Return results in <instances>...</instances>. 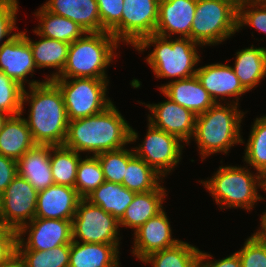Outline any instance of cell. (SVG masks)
<instances>
[{"mask_svg":"<svg viewBox=\"0 0 266 267\" xmlns=\"http://www.w3.org/2000/svg\"><path fill=\"white\" fill-rule=\"evenodd\" d=\"M0 267H27L25 260L15 251L6 261L0 264Z\"/></svg>","mask_w":266,"mask_h":267,"instance_id":"obj_45","label":"cell"},{"mask_svg":"<svg viewBox=\"0 0 266 267\" xmlns=\"http://www.w3.org/2000/svg\"><path fill=\"white\" fill-rule=\"evenodd\" d=\"M255 174L246 167L220 166L212 178L200 183L209 190L220 209L251 210L258 200H264L257 190L258 187L263 189L264 176L259 172Z\"/></svg>","mask_w":266,"mask_h":267,"instance_id":"obj_6","label":"cell"},{"mask_svg":"<svg viewBox=\"0 0 266 267\" xmlns=\"http://www.w3.org/2000/svg\"><path fill=\"white\" fill-rule=\"evenodd\" d=\"M107 80L94 78L52 80L63 95L69 121L96 115L113 103L106 95L109 83Z\"/></svg>","mask_w":266,"mask_h":267,"instance_id":"obj_8","label":"cell"},{"mask_svg":"<svg viewBox=\"0 0 266 267\" xmlns=\"http://www.w3.org/2000/svg\"><path fill=\"white\" fill-rule=\"evenodd\" d=\"M24 87L0 71V111L10 116L22 111V94Z\"/></svg>","mask_w":266,"mask_h":267,"instance_id":"obj_38","label":"cell"},{"mask_svg":"<svg viewBox=\"0 0 266 267\" xmlns=\"http://www.w3.org/2000/svg\"><path fill=\"white\" fill-rule=\"evenodd\" d=\"M264 192L266 191V175H264V187H263Z\"/></svg>","mask_w":266,"mask_h":267,"instance_id":"obj_50","label":"cell"},{"mask_svg":"<svg viewBox=\"0 0 266 267\" xmlns=\"http://www.w3.org/2000/svg\"><path fill=\"white\" fill-rule=\"evenodd\" d=\"M16 251L25 260L27 267H69L70 244H63L47 251Z\"/></svg>","mask_w":266,"mask_h":267,"instance_id":"obj_35","label":"cell"},{"mask_svg":"<svg viewBox=\"0 0 266 267\" xmlns=\"http://www.w3.org/2000/svg\"><path fill=\"white\" fill-rule=\"evenodd\" d=\"M166 98L189 109L196 116L210 109L215 101L195 76L187 79H174L159 87Z\"/></svg>","mask_w":266,"mask_h":267,"instance_id":"obj_20","label":"cell"},{"mask_svg":"<svg viewBox=\"0 0 266 267\" xmlns=\"http://www.w3.org/2000/svg\"><path fill=\"white\" fill-rule=\"evenodd\" d=\"M238 31L249 25L266 34V5L262 0L245 2L238 5Z\"/></svg>","mask_w":266,"mask_h":267,"instance_id":"obj_39","label":"cell"},{"mask_svg":"<svg viewBox=\"0 0 266 267\" xmlns=\"http://www.w3.org/2000/svg\"><path fill=\"white\" fill-rule=\"evenodd\" d=\"M35 15L40 23L34 30L37 35L71 44L86 34V31L71 19L50 13L42 6Z\"/></svg>","mask_w":266,"mask_h":267,"instance_id":"obj_29","label":"cell"},{"mask_svg":"<svg viewBox=\"0 0 266 267\" xmlns=\"http://www.w3.org/2000/svg\"><path fill=\"white\" fill-rule=\"evenodd\" d=\"M18 175L39 191L54 184L50 166V145L36 144L17 161Z\"/></svg>","mask_w":266,"mask_h":267,"instance_id":"obj_21","label":"cell"},{"mask_svg":"<svg viewBox=\"0 0 266 267\" xmlns=\"http://www.w3.org/2000/svg\"><path fill=\"white\" fill-rule=\"evenodd\" d=\"M233 69L242 86L250 91L266 77V48L253 45L236 52Z\"/></svg>","mask_w":266,"mask_h":267,"instance_id":"obj_26","label":"cell"},{"mask_svg":"<svg viewBox=\"0 0 266 267\" xmlns=\"http://www.w3.org/2000/svg\"><path fill=\"white\" fill-rule=\"evenodd\" d=\"M197 0H160L155 34L191 39L192 21L195 18Z\"/></svg>","mask_w":266,"mask_h":267,"instance_id":"obj_16","label":"cell"},{"mask_svg":"<svg viewBox=\"0 0 266 267\" xmlns=\"http://www.w3.org/2000/svg\"><path fill=\"white\" fill-rule=\"evenodd\" d=\"M17 240L18 237H0V264L16 251Z\"/></svg>","mask_w":266,"mask_h":267,"instance_id":"obj_44","label":"cell"},{"mask_svg":"<svg viewBox=\"0 0 266 267\" xmlns=\"http://www.w3.org/2000/svg\"><path fill=\"white\" fill-rule=\"evenodd\" d=\"M24 32V37L29 42L33 51V58L37 68H55L57 72L46 77L47 80H53L57 78L67 61V55L70 44L64 41L50 39L41 36L39 41H32Z\"/></svg>","mask_w":266,"mask_h":267,"instance_id":"obj_27","label":"cell"},{"mask_svg":"<svg viewBox=\"0 0 266 267\" xmlns=\"http://www.w3.org/2000/svg\"><path fill=\"white\" fill-rule=\"evenodd\" d=\"M196 77L215 103L226 100L225 97L228 96V99L234 97L235 104L238 105L239 97L248 92L240 83L233 67L226 64L215 63L199 67Z\"/></svg>","mask_w":266,"mask_h":267,"instance_id":"obj_18","label":"cell"},{"mask_svg":"<svg viewBox=\"0 0 266 267\" xmlns=\"http://www.w3.org/2000/svg\"><path fill=\"white\" fill-rule=\"evenodd\" d=\"M101 20V32H110L121 42V18L123 0H96Z\"/></svg>","mask_w":266,"mask_h":267,"instance_id":"obj_37","label":"cell"},{"mask_svg":"<svg viewBox=\"0 0 266 267\" xmlns=\"http://www.w3.org/2000/svg\"><path fill=\"white\" fill-rule=\"evenodd\" d=\"M232 1L238 6L239 4L250 2V1H255V0H232Z\"/></svg>","mask_w":266,"mask_h":267,"instance_id":"obj_49","label":"cell"},{"mask_svg":"<svg viewBox=\"0 0 266 267\" xmlns=\"http://www.w3.org/2000/svg\"><path fill=\"white\" fill-rule=\"evenodd\" d=\"M81 199L75 188L53 184L38 192L35 217L73 220Z\"/></svg>","mask_w":266,"mask_h":267,"instance_id":"obj_19","label":"cell"},{"mask_svg":"<svg viewBox=\"0 0 266 267\" xmlns=\"http://www.w3.org/2000/svg\"><path fill=\"white\" fill-rule=\"evenodd\" d=\"M10 115H8L5 112L0 111V131L3 128L4 123L9 118Z\"/></svg>","mask_w":266,"mask_h":267,"instance_id":"obj_48","label":"cell"},{"mask_svg":"<svg viewBox=\"0 0 266 267\" xmlns=\"http://www.w3.org/2000/svg\"><path fill=\"white\" fill-rule=\"evenodd\" d=\"M266 211V210H265ZM260 229L253 234V236L261 243L266 244V212L261 216Z\"/></svg>","mask_w":266,"mask_h":267,"instance_id":"obj_46","label":"cell"},{"mask_svg":"<svg viewBox=\"0 0 266 267\" xmlns=\"http://www.w3.org/2000/svg\"><path fill=\"white\" fill-rule=\"evenodd\" d=\"M35 145L22 114L9 116L0 131V154L18 161Z\"/></svg>","mask_w":266,"mask_h":267,"instance_id":"obj_25","label":"cell"},{"mask_svg":"<svg viewBox=\"0 0 266 267\" xmlns=\"http://www.w3.org/2000/svg\"><path fill=\"white\" fill-rule=\"evenodd\" d=\"M137 139L138 133L112 103L96 115L70 120L63 146L95 156L123 148Z\"/></svg>","mask_w":266,"mask_h":267,"instance_id":"obj_1","label":"cell"},{"mask_svg":"<svg viewBox=\"0 0 266 267\" xmlns=\"http://www.w3.org/2000/svg\"><path fill=\"white\" fill-rule=\"evenodd\" d=\"M46 11L71 19L86 33L101 32V20L96 0H48Z\"/></svg>","mask_w":266,"mask_h":267,"instance_id":"obj_22","label":"cell"},{"mask_svg":"<svg viewBox=\"0 0 266 267\" xmlns=\"http://www.w3.org/2000/svg\"><path fill=\"white\" fill-rule=\"evenodd\" d=\"M18 7V0H0V46L17 35L12 31L17 29L15 24ZM5 37L7 39L1 42Z\"/></svg>","mask_w":266,"mask_h":267,"instance_id":"obj_41","label":"cell"},{"mask_svg":"<svg viewBox=\"0 0 266 267\" xmlns=\"http://www.w3.org/2000/svg\"><path fill=\"white\" fill-rule=\"evenodd\" d=\"M209 259H212V256L206 252L204 253L203 251H201L198 267H241V261L239 255L236 252L220 260L209 261Z\"/></svg>","mask_w":266,"mask_h":267,"instance_id":"obj_43","label":"cell"},{"mask_svg":"<svg viewBox=\"0 0 266 267\" xmlns=\"http://www.w3.org/2000/svg\"><path fill=\"white\" fill-rule=\"evenodd\" d=\"M121 41L134 48L155 34L160 0H123Z\"/></svg>","mask_w":266,"mask_h":267,"instance_id":"obj_13","label":"cell"},{"mask_svg":"<svg viewBox=\"0 0 266 267\" xmlns=\"http://www.w3.org/2000/svg\"><path fill=\"white\" fill-rule=\"evenodd\" d=\"M215 103L206 112L196 117L193 138L196 141L203 161L207 156L223 152L237 143H243L240 127L245 112L238 109L235 101L225 104Z\"/></svg>","mask_w":266,"mask_h":267,"instance_id":"obj_3","label":"cell"},{"mask_svg":"<svg viewBox=\"0 0 266 267\" xmlns=\"http://www.w3.org/2000/svg\"><path fill=\"white\" fill-rule=\"evenodd\" d=\"M200 250L195 246L179 241L176 245L151 253L142 260L152 267H198Z\"/></svg>","mask_w":266,"mask_h":267,"instance_id":"obj_31","label":"cell"},{"mask_svg":"<svg viewBox=\"0 0 266 267\" xmlns=\"http://www.w3.org/2000/svg\"><path fill=\"white\" fill-rule=\"evenodd\" d=\"M142 144L132 148L136 156L152 167L161 177L170 174L181 160L182 141L172 134L153 127L148 122Z\"/></svg>","mask_w":266,"mask_h":267,"instance_id":"obj_10","label":"cell"},{"mask_svg":"<svg viewBox=\"0 0 266 267\" xmlns=\"http://www.w3.org/2000/svg\"><path fill=\"white\" fill-rule=\"evenodd\" d=\"M24 234L28 235L26 241ZM17 236L16 250L47 251L63 244H71L72 220L35 217L17 232Z\"/></svg>","mask_w":266,"mask_h":267,"instance_id":"obj_12","label":"cell"},{"mask_svg":"<svg viewBox=\"0 0 266 267\" xmlns=\"http://www.w3.org/2000/svg\"><path fill=\"white\" fill-rule=\"evenodd\" d=\"M38 191L17 175L0 196V217L18 232L35 218Z\"/></svg>","mask_w":266,"mask_h":267,"instance_id":"obj_11","label":"cell"},{"mask_svg":"<svg viewBox=\"0 0 266 267\" xmlns=\"http://www.w3.org/2000/svg\"><path fill=\"white\" fill-rule=\"evenodd\" d=\"M118 232L119 221L114 216L86 199L80 200L72 220V240L83 243L120 244Z\"/></svg>","mask_w":266,"mask_h":267,"instance_id":"obj_9","label":"cell"},{"mask_svg":"<svg viewBox=\"0 0 266 267\" xmlns=\"http://www.w3.org/2000/svg\"><path fill=\"white\" fill-rule=\"evenodd\" d=\"M29 92L24 88V103H30V114L24 118L36 144L62 146L64 144L69 119L59 87L45 78L44 81H29Z\"/></svg>","mask_w":266,"mask_h":267,"instance_id":"obj_2","label":"cell"},{"mask_svg":"<svg viewBox=\"0 0 266 267\" xmlns=\"http://www.w3.org/2000/svg\"><path fill=\"white\" fill-rule=\"evenodd\" d=\"M162 179L152 167L134 154L133 149L128 150V164L122 182L124 187L135 193L148 192L155 190Z\"/></svg>","mask_w":266,"mask_h":267,"instance_id":"obj_30","label":"cell"},{"mask_svg":"<svg viewBox=\"0 0 266 267\" xmlns=\"http://www.w3.org/2000/svg\"><path fill=\"white\" fill-rule=\"evenodd\" d=\"M241 261V267H266V244L259 242L251 235L244 246L236 251Z\"/></svg>","mask_w":266,"mask_h":267,"instance_id":"obj_40","label":"cell"},{"mask_svg":"<svg viewBox=\"0 0 266 267\" xmlns=\"http://www.w3.org/2000/svg\"><path fill=\"white\" fill-rule=\"evenodd\" d=\"M119 42L110 32L86 33L70 44L67 61L57 78L108 79L110 66Z\"/></svg>","mask_w":266,"mask_h":267,"instance_id":"obj_5","label":"cell"},{"mask_svg":"<svg viewBox=\"0 0 266 267\" xmlns=\"http://www.w3.org/2000/svg\"><path fill=\"white\" fill-rule=\"evenodd\" d=\"M145 106L151 111L152 115L148 114V121L153 127L176 136L187 145L191 143L197 117L194 113L170 98L158 104Z\"/></svg>","mask_w":266,"mask_h":267,"instance_id":"obj_14","label":"cell"},{"mask_svg":"<svg viewBox=\"0 0 266 267\" xmlns=\"http://www.w3.org/2000/svg\"><path fill=\"white\" fill-rule=\"evenodd\" d=\"M80 153L65 146L50 145V166L54 184L75 188Z\"/></svg>","mask_w":266,"mask_h":267,"instance_id":"obj_32","label":"cell"},{"mask_svg":"<svg viewBox=\"0 0 266 267\" xmlns=\"http://www.w3.org/2000/svg\"><path fill=\"white\" fill-rule=\"evenodd\" d=\"M132 255L141 261L151 253L176 245L178 239L172 238V229L164 209L134 231Z\"/></svg>","mask_w":266,"mask_h":267,"instance_id":"obj_15","label":"cell"},{"mask_svg":"<svg viewBox=\"0 0 266 267\" xmlns=\"http://www.w3.org/2000/svg\"><path fill=\"white\" fill-rule=\"evenodd\" d=\"M95 156L101 164L105 181L122 184L128 164V149L123 147Z\"/></svg>","mask_w":266,"mask_h":267,"instance_id":"obj_36","label":"cell"},{"mask_svg":"<svg viewBox=\"0 0 266 267\" xmlns=\"http://www.w3.org/2000/svg\"><path fill=\"white\" fill-rule=\"evenodd\" d=\"M134 197L135 192L128 190L122 184L105 181L85 199L100 206L119 221Z\"/></svg>","mask_w":266,"mask_h":267,"instance_id":"obj_28","label":"cell"},{"mask_svg":"<svg viewBox=\"0 0 266 267\" xmlns=\"http://www.w3.org/2000/svg\"><path fill=\"white\" fill-rule=\"evenodd\" d=\"M238 6L232 0H197L191 40L217 45L238 32Z\"/></svg>","mask_w":266,"mask_h":267,"instance_id":"obj_7","label":"cell"},{"mask_svg":"<svg viewBox=\"0 0 266 267\" xmlns=\"http://www.w3.org/2000/svg\"><path fill=\"white\" fill-rule=\"evenodd\" d=\"M0 237H18L17 232L12 228H9L1 217H0Z\"/></svg>","mask_w":266,"mask_h":267,"instance_id":"obj_47","label":"cell"},{"mask_svg":"<svg viewBox=\"0 0 266 267\" xmlns=\"http://www.w3.org/2000/svg\"><path fill=\"white\" fill-rule=\"evenodd\" d=\"M36 65L33 58V51L24 32H17L8 42L0 46V71L9 78L18 82L25 88L27 76H33Z\"/></svg>","mask_w":266,"mask_h":267,"instance_id":"obj_17","label":"cell"},{"mask_svg":"<svg viewBox=\"0 0 266 267\" xmlns=\"http://www.w3.org/2000/svg\"><path fill=\"white\" fill-rule=\"evenodd\" d=\"M119 244L83 243L72 240L69 267H120Z\"/></svg>","mask_w":266,"mask_h":267,"instance_id":"obj_23","label":"cell"},{"mask_svg":"<svg viewBox=\"0 0 266 267\" xmlns=\"http://www.w3.org/2000/svg\"><path fill=\"white\" fill-rule=\"evenodd\" d=\"M104 182V174L98 158L96 156L81 158L75 183V189L80 197L85 199Z\"/></svg>","mask_w":266,"mask_h":267,"instance_id":"obj_34","label":"cell"},{"mask_svg":"<svg viewBox=\"0 0 266 267\" xmlns=\"http://www.w3.org/2000/svg\"><path fill=\"white\" fill-rule=\"evenodd\" d=\"M246 143L244 162L266 175V116L256 118Z\"/></svg>","mask_w":266,"mask_h":267,"instance_id":"obj_33","label":"cell"},{"mask_svg":"<svg viewBox=\"0 0 266 267\" xmlns=\"http://www.w3.org/2000/svg\"><path fill=\"white\" fill-rule=\"evenodd\" d=\"M154 49L145 58L157 78L187 79L196 75L194 68L200 61L198 47L202 45L190 38H175L168 40L157 34L145 37L135 49L142 52L149 46Z\"/></svg>","mask_w":266,"mask_h":267,"instance_id":"obj_4","label":"cell"},{"mask_svg":"<svg viewBox=\"0 0 266 267\" xmlns=\"http://www.w3.org/2000/svg\"><path fill=\"white\" fill-rule=\"evenodd\" d=\"M17 175V161L0 154V196Z\"/></svg>","mask_w":266,"mask_h":267,"instance_id":"obj_42","label":"cell"},{"mask_svg":"<svg viewBox=\"0 0 266 267\" xmlns=\"http://www.w3.org/2000/svg\"><path fill=\"white\" fill-rule=\"evenodd\" d=\"M166 189L160 184L155 190L135 193L132 203L127 207L124 215L119 220V227L125 226L137 230L150 218L156 216L164 208Z\"/></svg>","mask_w":266,"mask_h":267,"instance_id":"obj_24","label":"cell"}]
</instances>
